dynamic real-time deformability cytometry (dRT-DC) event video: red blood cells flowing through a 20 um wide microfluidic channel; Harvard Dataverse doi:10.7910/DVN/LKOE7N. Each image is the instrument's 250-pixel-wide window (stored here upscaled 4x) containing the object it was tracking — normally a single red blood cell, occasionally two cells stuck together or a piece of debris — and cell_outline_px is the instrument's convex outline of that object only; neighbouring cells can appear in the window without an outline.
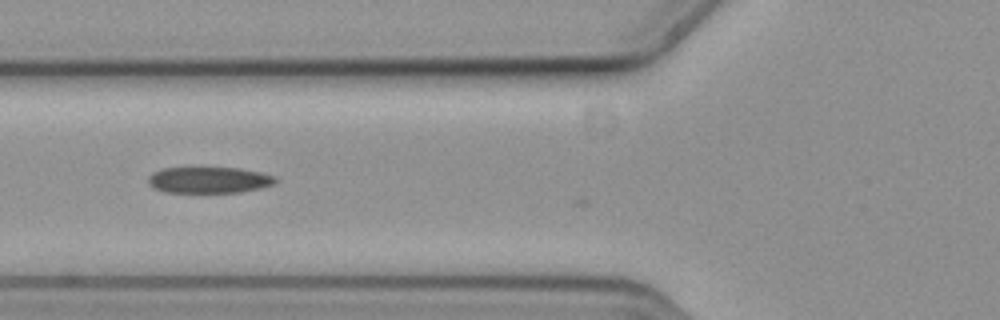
{"species": "common noctule bat (a hibernating species)", "species_latin": "Nyctalus noctula", "temperature_condition": "cold", "stored_images_in_passage": 3, "camera_frame_rate_fps": 3000, "um_per_image_px": 0.085, "animal": {"sex": "female", "body_mass_g": 19.3, "forearm_length_mm": 54.1}, "frame": {"image": 1, "passage_image": 2, "time_ms": 0.333, "image_size_px": [1000, 320], "cell_outline_px": [[276, 184], [260, 188], [240, 192], [164, 192], [152, 188], [148, 184], [148, 176], [152, 172], [160, 168], [240, 168], [260, 172], [276, 176]], "centroid_in_image_um": [17.74, 15.3], "position_along_channel_um": 108.1, "area_um2": 19.59}}